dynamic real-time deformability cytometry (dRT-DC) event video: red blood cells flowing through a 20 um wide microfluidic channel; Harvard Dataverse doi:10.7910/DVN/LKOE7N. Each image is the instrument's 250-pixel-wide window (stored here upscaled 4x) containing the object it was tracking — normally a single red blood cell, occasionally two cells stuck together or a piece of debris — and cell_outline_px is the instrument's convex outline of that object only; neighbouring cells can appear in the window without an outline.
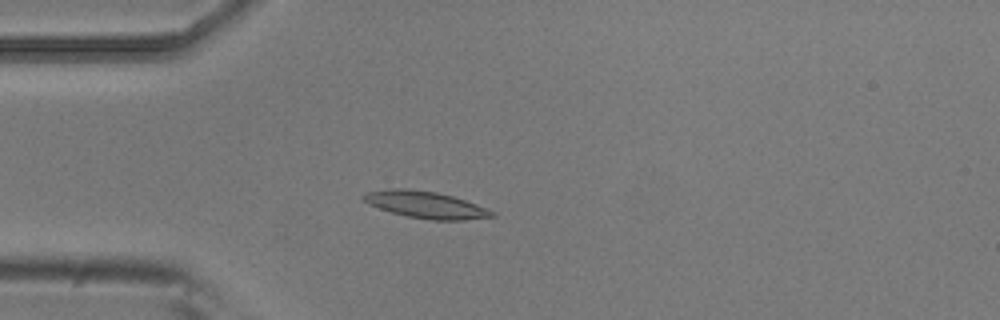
{"species": "common noctule bat (a hibernating species)", "species_latin": "Nyctalus noctula", "temperature_condition": "room temperature", "stored_images_in_passage": 4, "camera_frame_rate_fps": 3000, "um_per_image_px": 0.085, "animal": {"sex": "male", "body_mass_g": 20.5, "forearm_length_mm": 52.5}, "frame": {"image": 1, "passage_image": 4, "time_ms": 1.0, "image_size_px": [1000, 320], "cell_outline_px": [[496, 216], [464, 220], [432, 220], [408, 216], [392, 212], [368, 204], [360, 196], [368, 192], [388, 188], [404, 188], [436, 192], [452, 196], [488, 208], [496, 212]], "centroid_in_image_um": [36.2, 17.4], "position_along_channel_um": 48.8, "area_um2": 20.0}}